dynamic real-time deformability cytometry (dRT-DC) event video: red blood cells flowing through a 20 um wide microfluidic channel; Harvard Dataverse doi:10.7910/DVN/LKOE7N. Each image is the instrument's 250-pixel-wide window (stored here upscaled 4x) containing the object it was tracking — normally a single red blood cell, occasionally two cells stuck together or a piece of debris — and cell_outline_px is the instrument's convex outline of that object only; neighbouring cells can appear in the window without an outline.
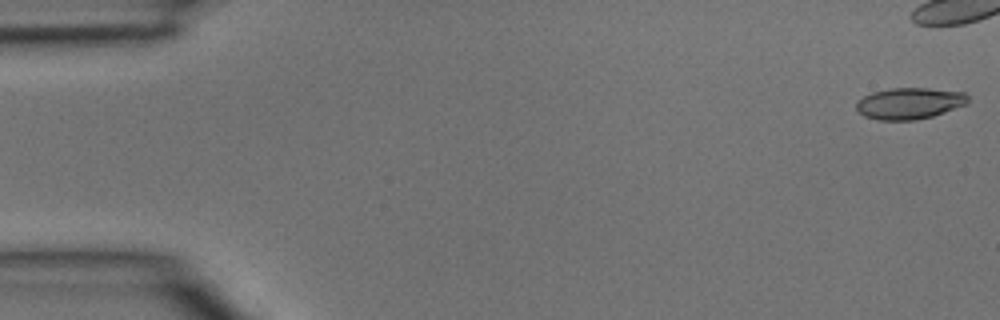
{"species": "common noctule bat (a hibernating species)", "species_latin": "Nyctalus noctula", "temperature_condition": "room temperature", "stored_images_in_passage": 5, "camera_frame_rate_fps": 3000, "um_per_image_px": 0.085, "animal": {"sex": "male", "body_mass_g": 15.6}, "frame": {"image": 1, "passage_image": 1, "time_ms": 0.0, "image_size_px": [1000, 320], "cell_outline_px": [[968, 104], [932, 116], [916, 120], [880, 120], [864, 116], [856, 112], [856, 104], [864, 96], [872, 92], [892, 88], [928, 88], [964, 92], [968, 96]], "centroid_in_image_um": [77.3, 8.79], "position_along_channel_um": 7.7, "area_um2": 20.46}}
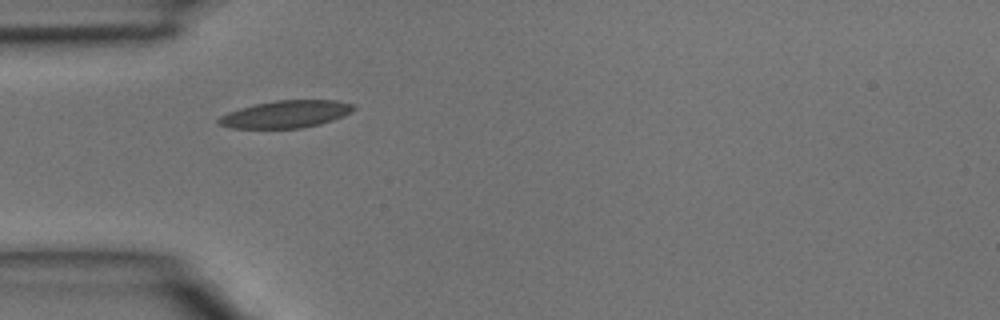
{"frame": {"image": 2, "passage_image": 5, "time_ms": 1.333, "image_size_px": [1000, 320], "cell_outline_px": [[356, 108], [352, 112], [344, 116], [320, 124], [300, 128], [228, 128], [216, 124], [216, 120], [220, 116], [228, 112], [240, 108], [256, 104], [276, 100], [336, 100], [356, 104]], "centroid_in_image_um": [24.3, 9.7], "position_along_channel_um": 60.7, "area_um2": 21.68}}